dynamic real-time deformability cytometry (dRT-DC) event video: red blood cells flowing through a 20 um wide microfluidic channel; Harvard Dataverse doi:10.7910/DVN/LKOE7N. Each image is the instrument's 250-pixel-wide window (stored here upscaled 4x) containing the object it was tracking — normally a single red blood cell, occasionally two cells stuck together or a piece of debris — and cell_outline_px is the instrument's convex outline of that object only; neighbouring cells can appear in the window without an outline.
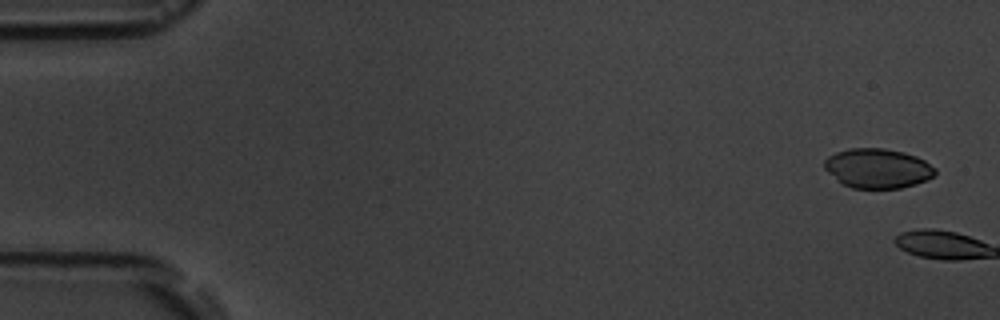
{"species": "common noctule bat (a hibernating species)", "species_latin": "Nyctalus noctula", "temperature_condition": "room temperature", "stored_images_in_passage": 7, "camera_frame_rate_fps": 3000, "um_per_image_px": 0.085, "animal": {"sex": "male", "body_mass_g": 19.5, "forearm_length_mm": 54.6}, "frame": {"image": 1, "passage_image": 1, "time_ms": 0.0, "image_size_px": [1000, 320], "cell_outline_px": [[936, 172], [928, 180], [916, 184], [900, 188], [852, 188], [844, 184], [828, 172], [824, 168], [824, 160], [828, 156], [836, 152], [848, 148], [884, 148], [904, 152], [916, 156], [924, 160], [936, 168]], "centroid_in_image_um": [74.61, 14.3], "position_along_channel_um": 10.4, "area_um2": 25.55}}
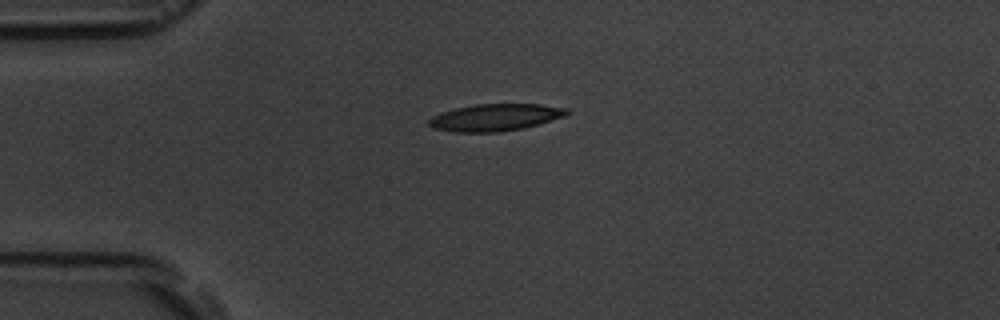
{"frame": {"image": 2, "passage_image": 7, "time_ms": 7.0, "image_size_px": [1000, 320], "cell_outline_px": [[568, 112], [564, 116], [524, 128], [500, 132], [456, 132], [432, 128], [428, 124], [428, 120], [432, 116], [440, 112], [456, 108], [476, 104], [540, 104], [568, 108]], "centroid_in_image_um": [42.06, 9.98], "position_along_channel_um": 42.9, "area_um2": 21.68}}